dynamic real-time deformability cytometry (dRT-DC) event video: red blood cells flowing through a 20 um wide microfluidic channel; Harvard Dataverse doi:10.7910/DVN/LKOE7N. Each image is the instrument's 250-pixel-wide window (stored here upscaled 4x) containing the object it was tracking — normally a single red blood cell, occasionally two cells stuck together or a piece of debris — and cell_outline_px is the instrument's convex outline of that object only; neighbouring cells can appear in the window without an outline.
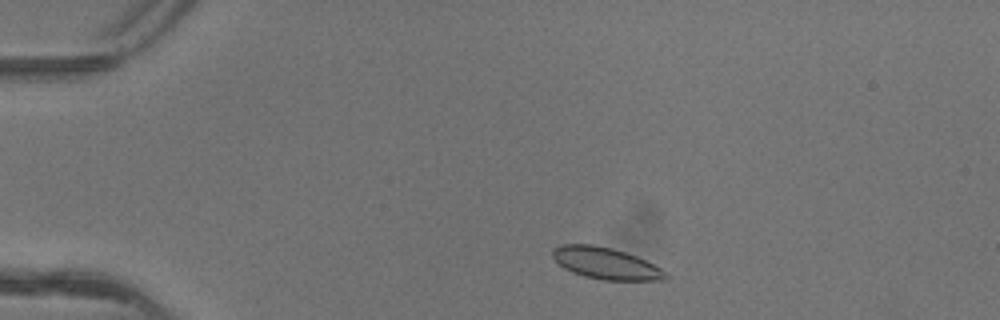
{"species": "common noctule bat (a hibernating species)", "species_latin": "Nyctalus noctula", "temperature_condition": "warm", "stored_images_in_passage": 4, "camera_frame_rate_fps": 3000, "um_per_image_px": 0.085, "animal": {"sex": "female"}, "frame": {"image": 1, "passage_image": 1, "time_ms": 0.0, "image_size_px": [1000, 320], "cell_outline_px": [[668, 280], [604, 280], [584, 276], [572, 272], [564, 268], [552, 256], [552, 248], [560, 244], [592, 244], [612, 248], [636, 256], [668, 272]], "centroid_in_image_um": [51.49, 22.38], "position_along_channel_um": 33.5, "area_um2": 20.81}}
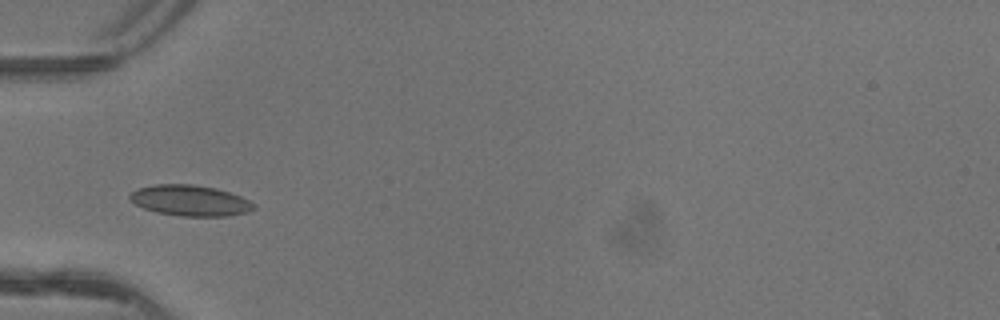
{"frame": {"image": 2, "passage_image": 3, "time_ms": 0.667, "image_size_px": [1000, 320], "cell_outline_px": [[256, 208], [248, 212], [228, 216], [180, 216], [156, 212], [144, 208], [136, 204], [128, 196], [136, 188], [156, 184], [192, 184], [216, 188], [240, 196], [256, 204]], "centroid_in_image_um": [16.17, 17.04], "position_along_channel_um": 68.8, "area_um2": 22.25}}
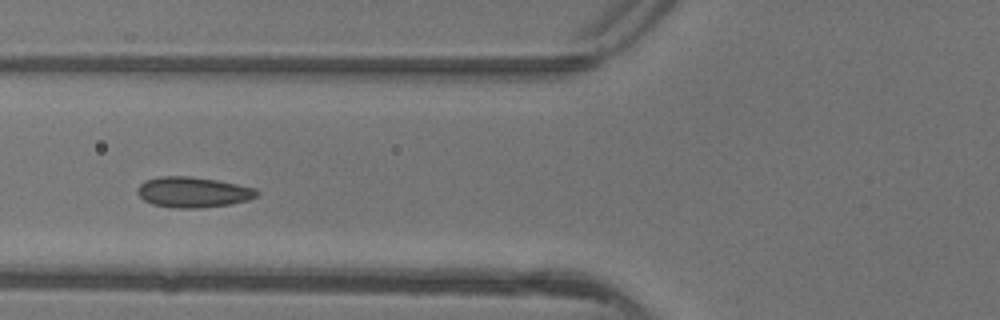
{"frame": {"image": 3, "passage_image": 4, "time_ms": 1.0, "image_size_px": [1000, 320], "cell_outline_px": [[260, 196], [248, 200], [232, 204], [200, 208], [172, 208], [152, 204], [144, 200], [136, 192], [136, 188], [144, 180], [160, 176], [188, 176], [216, 180], [256, 188], [260, 192]], "centroid_in_image_um": [16.41, 16.34], "position_along_channel_um": 109.4, "area_um2": 21.5}}